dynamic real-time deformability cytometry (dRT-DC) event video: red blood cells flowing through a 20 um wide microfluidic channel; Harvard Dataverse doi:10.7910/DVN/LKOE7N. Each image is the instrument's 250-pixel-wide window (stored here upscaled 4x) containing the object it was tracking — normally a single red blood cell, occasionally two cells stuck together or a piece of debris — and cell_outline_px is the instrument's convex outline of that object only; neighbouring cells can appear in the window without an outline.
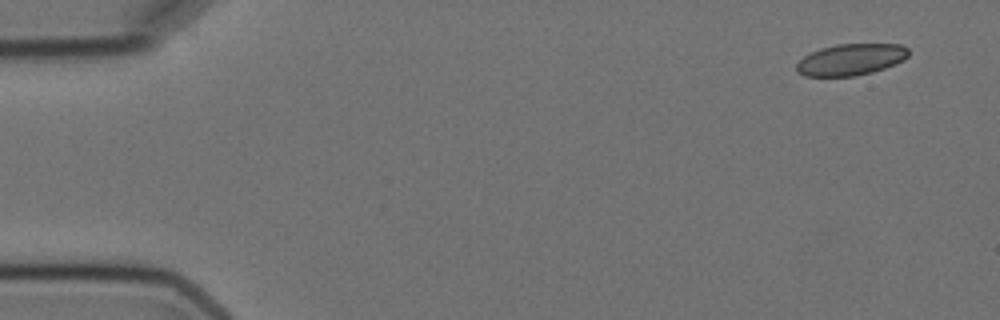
{"species": "Egyptian fruit bat (a non-hibernating species)", "species_latin": "Rousettus aegyptiacus", "temperature_condition": "cold", "stored_images_in_passage": 4, "camera_frame_rate_fps": 3000, "um_per_image_px": 0.085, "animal": {"sex": "female"}, "frame": {"image": 1, "passage_image": 1, "time_ms": 0.0, "image_size_px": [1000, 320], "cell_outline_px": [[908, 56], [904, 60], [896, 64], [872, 72], [856, 76], [804, 76], [796, 72], [796, 64], [804, 56], [820, 48], [836, 44], [900, 44], [908, 48]], "centroid_in_image_um": [72.32, 5.06], "position_along_channel_um": 12.7, "area_um2": 20.63}}
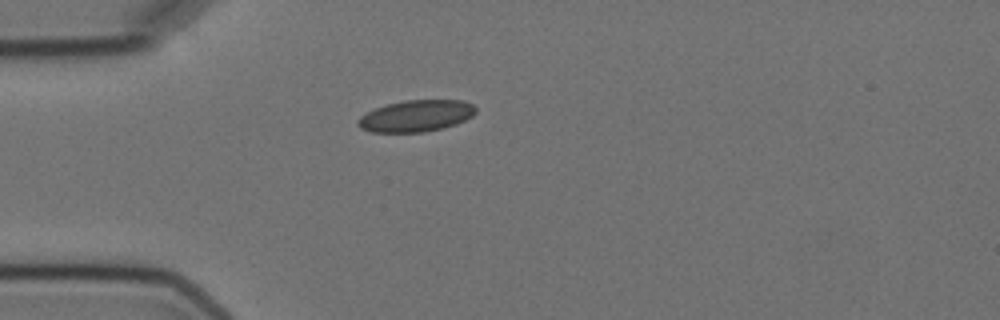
{"frame": {"image": 2, "passage_image": 3, "time_ms": 4.0, "image_size_px": [1000, 320], "cell_outline_px": [[476, 112], [472, 116], [456, 124], [444, 128], [424, 132], [372, 132], [360, 128], [356, 124], [356, 120], [360, 116], [376, 108], [388, 104], [404, 100], [464, 100], [472, 104], [476, 108]], "centroid_in_image_um": [35.37, 9.85], "position_along_channel_um": 49.6, "area_um2": 21.73}}